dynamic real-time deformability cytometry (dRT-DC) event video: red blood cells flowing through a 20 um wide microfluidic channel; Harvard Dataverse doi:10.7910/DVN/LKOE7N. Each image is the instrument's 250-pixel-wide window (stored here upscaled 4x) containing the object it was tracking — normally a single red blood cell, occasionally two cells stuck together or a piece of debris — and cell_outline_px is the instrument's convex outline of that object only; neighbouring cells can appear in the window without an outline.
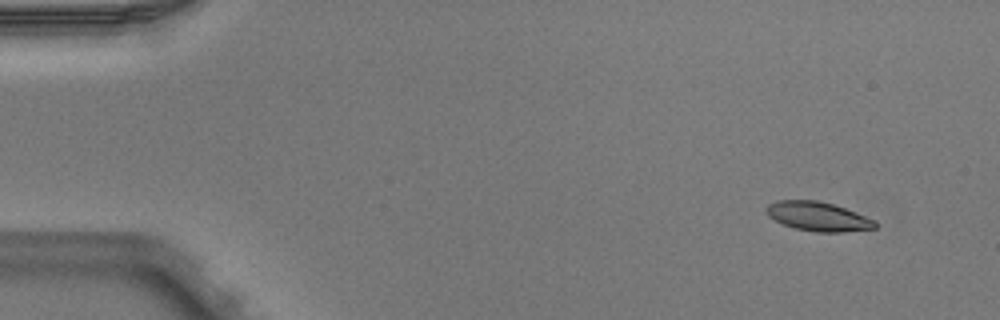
{"species": "Egyptian fruit bat (a non-hibernating species)", "species_latin": "Rousettus aegyptiacus", "temperature_condition": "warm", "stored_images_in_passage": 5, "camera_frame_rate_fps": 3000, "um_per_image_px": 0.085, "animal": {"sex": "male"}, "frame": {"image": 1, "passage_image": 2, "time_ms": 0.333, "image_size_px": [1000, 320], "cell_outline_px": [[876, 228], [844, 232], [816, 232], [796, 228], [784, 224], [768, 216], [764, 208], [768, 204], [776, 200], [816, 200], [832, 204], [856, 212], [876, 220]], "centroid_in_image_um": [69.53, 18.39], "position_along_channel_um": 15.5, "area_um2": 18.44}}